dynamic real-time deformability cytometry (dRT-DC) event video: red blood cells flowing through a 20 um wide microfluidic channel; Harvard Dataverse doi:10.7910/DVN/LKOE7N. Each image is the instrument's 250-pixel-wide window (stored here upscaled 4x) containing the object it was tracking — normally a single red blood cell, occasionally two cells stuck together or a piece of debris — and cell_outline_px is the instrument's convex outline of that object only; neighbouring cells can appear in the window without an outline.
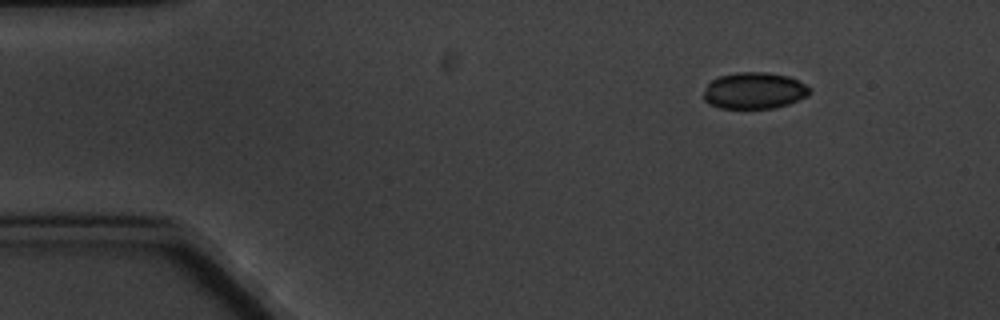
{"species": "common noctule bat (a hibernating species)", "species_latin": "Nyctalus noctula", "temperature_condition": "cold", "stored_images_in_passage": 4, "segment_of_instrument_passage": [1, 2], "camera_frame_rate_fps": 3000, "um_per_image_px": 0.085, "animal": {"sex": "male", "body_mass_g": 20.1, "forearm_length_mm": 53.5}, "frame": {"image": 1, "passage_image": 1, "time_ms": 0.0, "image_size_px": [1000, 320], "cell_outline_px": [[812, 92], [808, 96], [788, 104], [772, 108], [720, 108], [708, 104], [704, 100], [704, 92], [708, 84], [712, 80], [720, 76], [740, 72], [764, 72], [788, 76], [812, 88]], "centroid_in_image_um": [64.12, 7.71], "position_along_channel_um": 20.9, "area_um2": 22.48}}
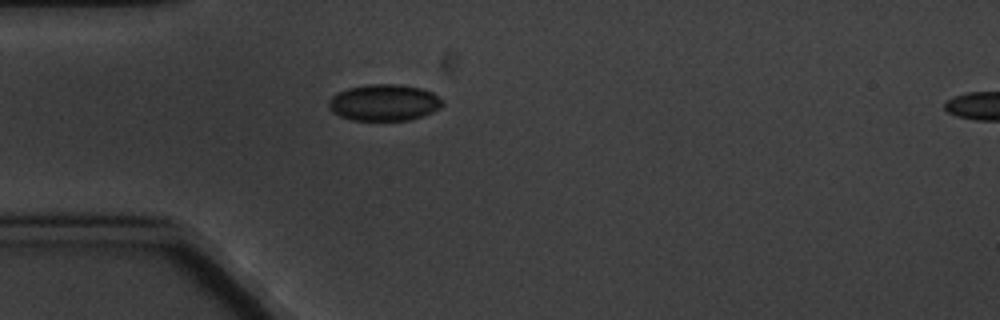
{"frame": {"image": 2, "passage_image": 3, "time_ms": 3.0, "image_size_px": [1000, 320], "cell_outline_px": [[444, 104], [440, 108], [424, 116], [408, 120], [352, 120], [340, 116], [332, 112], [328, 108], [328, 100], [336, 92], [348, 88], [368, 84], [400, 84], [420, 88], [432, 92]], "centroid_in_image_um": [32.61, 8.72], "position_along_channel_um": 52.4, "area_um2": 24.28}}